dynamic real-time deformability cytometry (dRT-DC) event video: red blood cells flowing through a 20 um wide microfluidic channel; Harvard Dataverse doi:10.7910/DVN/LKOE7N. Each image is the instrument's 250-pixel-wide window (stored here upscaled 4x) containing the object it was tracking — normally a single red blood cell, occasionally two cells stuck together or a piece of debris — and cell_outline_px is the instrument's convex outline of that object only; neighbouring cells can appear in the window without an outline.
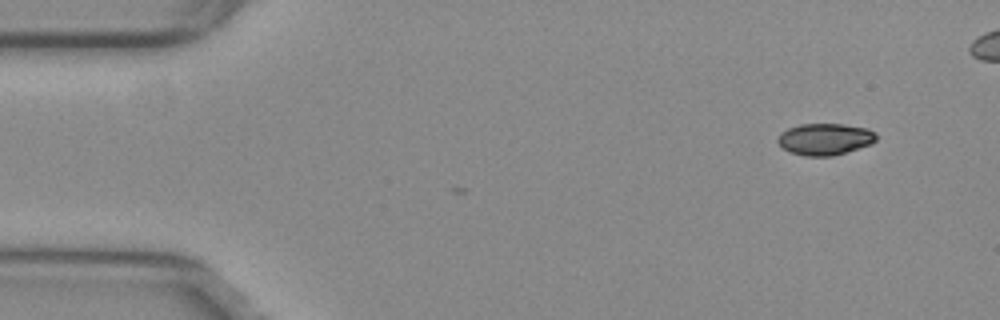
{"species": "common noctule bat (a hibernating species)", "species_latin": "Nyctalus noctula", "temperature_condition": "warm", "stored_images_in_passage": 2, "camera_frame_rate_fps": 3000, "um_per_image_px": 0.085, "animal": {"sex": "female", "body_mass_g": 29.2, "forearm_length_mm": 56.3}, "frame": {"image": 1, "passage_image": 2, "time_ms": 0.333, "image_size_px": [1000, 320], "cell_outline_px": [[876, 140], [872, 144], [832, 156], [804, 156], [792, 152], [784, 148], [776, 140], [780, 132], [788, 128], [800, 124], [844, 124], [868, 128], [876, 132]], "centroid_in_image_um": [70.14, 11.81], "position_along_channel_um": 14.9, "area_um2": 18.21}}